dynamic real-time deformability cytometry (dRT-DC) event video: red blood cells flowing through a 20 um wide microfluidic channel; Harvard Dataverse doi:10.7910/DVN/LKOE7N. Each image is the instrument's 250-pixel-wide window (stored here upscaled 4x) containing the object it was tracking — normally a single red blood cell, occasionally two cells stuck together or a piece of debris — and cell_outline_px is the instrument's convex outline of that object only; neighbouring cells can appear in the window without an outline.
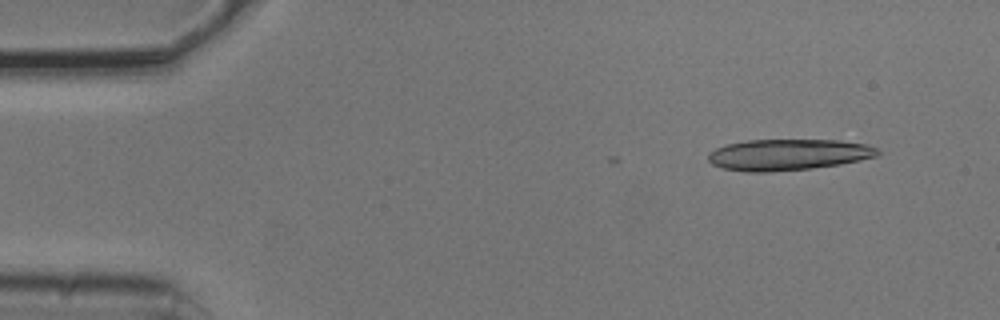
{"species": "common noctule bat (a hibernating species)", "species_latin": "Nyctalus noctula", "temperature_condition": "cold", "stored_images_in_passage": 2, "camera_frame_rate_fps": 3000, "um_per_image_px": 0.085, "animal": {"sex": "male", "body_mass_g": 20.5, "forearm_length_mm": 52.5}, "frame": {"image": 1, "passage_image": 1, "time_ms": 0.0, "image_size_px": [1000, 320], "cell_outline_px": [[880, 152], [876, 156], [860, 160], [840, 164], [812, 168], [768, 172], [748, 172], [720, 168], [712, 164], [708, 160], [708, 152], [716, 148], [728, 144], [748, 140], [840, 140], [868, 144], [876, 148]], "centroid_in_image_um": [66.98, 13.15], "position_along_channel_um": 18.0, "area_um2": 30.87}}